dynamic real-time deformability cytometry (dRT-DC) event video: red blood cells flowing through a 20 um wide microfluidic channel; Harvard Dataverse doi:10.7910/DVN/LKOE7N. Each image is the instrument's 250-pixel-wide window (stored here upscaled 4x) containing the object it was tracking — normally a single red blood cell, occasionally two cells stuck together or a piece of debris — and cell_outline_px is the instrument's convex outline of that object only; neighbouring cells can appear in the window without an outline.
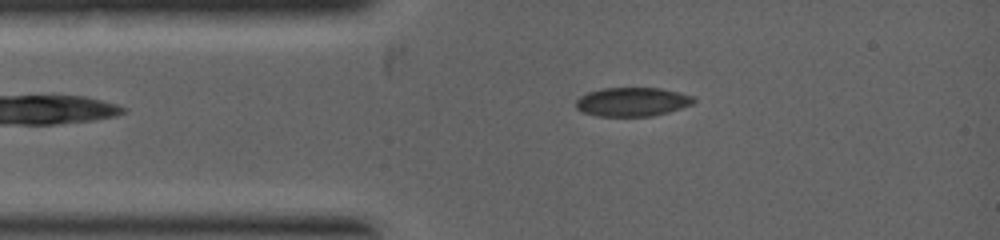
{"species": "common noctule bat (a hibernating species)", "species_latin": "Nyctalus noctula", "temperature_condition": "warm", "stored_images_in_passage": 5, "camera_frame_rate_fps": 5000, "um_per_image_px": 0.085, "animal": {"sex": "female", "body_mass_g": 19.0, "forearm_length_mm": 53.3}, "frame": {"image": 1, "passage_image": 3, "time_ms": 0.4, "image_size_px": [1000, 240], "cell_outline_px": [[696, 100], [692, 104], [668, 112], [652, 116], [596, 116], [584, 112], [576, 108], [576, 100], [580, 96], [588, 92], [604, 88], [660, 88], [680, 92], [692, 96]], "centroid_in_image_um": [53.74, 8.65], "position_along_channel_um": 31.3, "area_um2": 19.77}}